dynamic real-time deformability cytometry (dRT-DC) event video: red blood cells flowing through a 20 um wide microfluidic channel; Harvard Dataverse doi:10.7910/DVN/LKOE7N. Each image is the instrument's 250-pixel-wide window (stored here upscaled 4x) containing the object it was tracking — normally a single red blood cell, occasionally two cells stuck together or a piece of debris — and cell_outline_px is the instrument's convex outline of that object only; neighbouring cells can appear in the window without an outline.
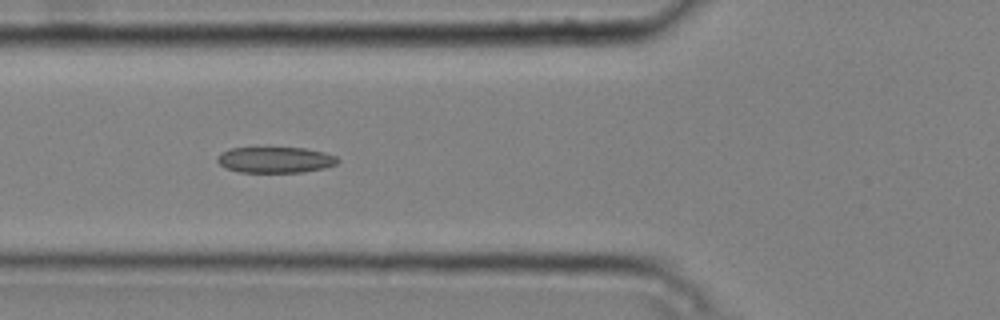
{"species": "common noctule bat (a hibernating species)", "species_latin": "Nyctalus noctula", "temperature_condition": "cold", "stored_images_in_passage": 7, "camera_frame_rate_fps": 3000, "um_per_image_px": 0.085, "animal": {"sex": "male", "body_mass_g": 20.4}, "frame": {"image": 1, "passage_image": 6, "time_ms": 1.667, "image_size_px": [1000, 320], "cell_outline_px": [[340, 160], [336, 164], [324, 168], [300, 172], [240, 172], [224, 168], [216, 160], [220, 152], [228, 148], [304, 148], [324, 152], [336, 156]], "centroid_in_image_um": [23.37, 13.58], "position_along_channel_um": 102.4, "area_um2": 18.21}}
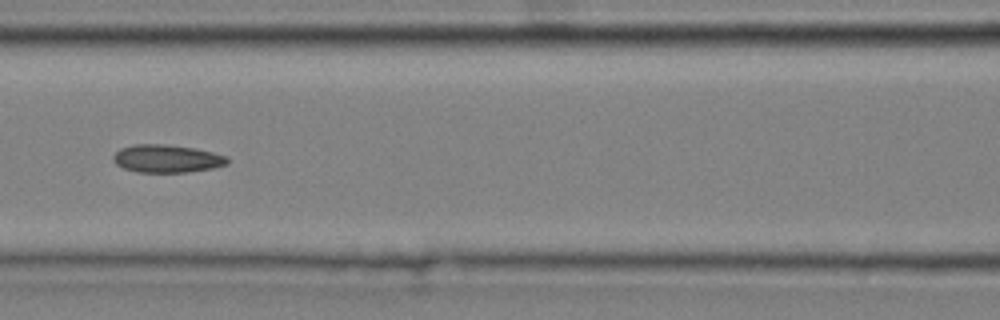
{"frame": {"image": 2, "passage_image": 7, "time_ms": 2.0, "image_size_px": [1000, 320], "cell_outline_px": [[228, 164], [212, 168], [184, 172], [136, 172], [124, 168], [116, 164], [112, 160], [112, 156], [120, 148], [136, 144], [164, 144], [196, 148], [228, 156]], "centroid_in_image_um": [14.17, 13.48], "position_along_channel_um": 152.4, "area_um2": 18.55}}